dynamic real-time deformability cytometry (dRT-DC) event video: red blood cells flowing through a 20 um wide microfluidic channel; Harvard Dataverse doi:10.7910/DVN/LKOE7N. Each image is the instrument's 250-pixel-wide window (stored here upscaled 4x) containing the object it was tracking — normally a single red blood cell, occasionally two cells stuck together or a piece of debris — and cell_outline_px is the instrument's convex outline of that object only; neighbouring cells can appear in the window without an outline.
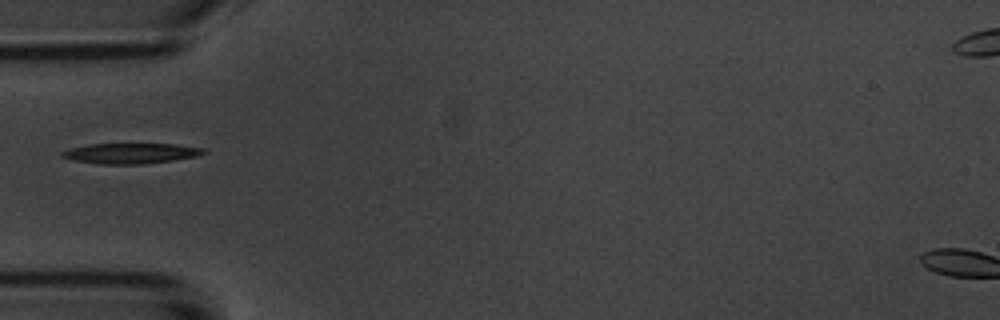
{"species": "common noctule bat (a hibernating species)", "species_latin": "Nyctalus noctula", "temperature_condition": "room temperature", "stored_images_in_passage": 1, "camera_frame_rate_fps": 3000, "um_per_image_px": 0.085, "animal": {"sex": "male", "body_mass_g": 20.1, "forearm_length_mm": 53.5}, "frame": {"image": 1, "passage_image": 1, "time_ms": 0.0, "image_size_px": [1000, 320], "cell_outline_px": [[208, 152], [196, 156], [172, 160], [144, 164], [100, 164], [72, 160], [60, 156], [60, 152], [68, 148], [88, 144], [172, 144], [204, 148]], "centroid_in_image_um": [11.06, 13.03], "position_along_channel_um": 73.9, "area_um2": 16.88}}